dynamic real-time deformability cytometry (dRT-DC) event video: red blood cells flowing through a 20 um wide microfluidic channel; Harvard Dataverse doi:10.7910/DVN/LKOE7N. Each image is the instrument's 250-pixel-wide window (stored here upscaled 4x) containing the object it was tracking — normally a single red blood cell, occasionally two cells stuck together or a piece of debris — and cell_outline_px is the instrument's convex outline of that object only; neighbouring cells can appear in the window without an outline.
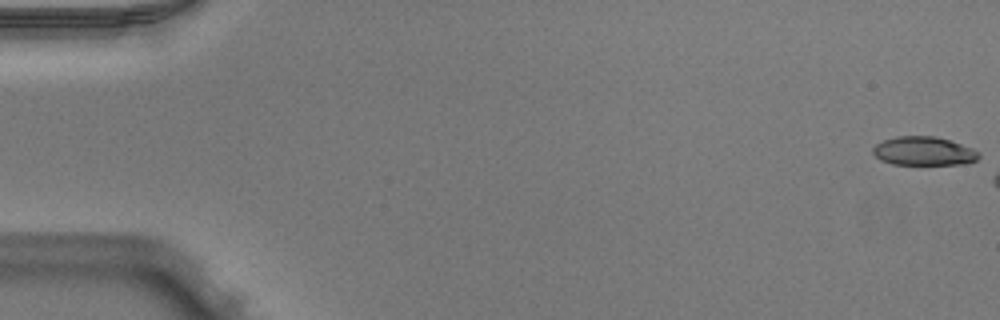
{"species": "Egyptian fruit bat (a non-hibernating species)", "species_latin": "Rousettus aegyptiacus", "temperature_condition": "warm", "stored_images_in_passage": 7, "camera_frame_rate_fps": 3000, "um_per_image_px": 0.085, "animal": {"sex": "male"}, "frame": {"image": 1, "passage_image": 1, "time_ms": 0.0, "image_size_px": [1000, 320], "cell_outline_px": [[980, 156], [976, 160], [968, 164], [892, 164], [880, 160], [872, 152], [872, 148], [876, 144], [884, 140], [896, 136], [936, 136], [972, 148], [980, 152]], "centroid_in_image_um": [78.52, 12.84], "position_along_channel_um": 6.5, "area_um2": 17.74}}